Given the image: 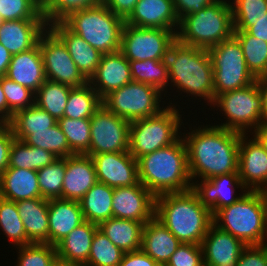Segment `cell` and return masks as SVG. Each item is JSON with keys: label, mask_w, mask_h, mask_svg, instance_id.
Here are the masks:
<instances>
[{"label": "cell", "mask_w": 267, "mask_h": 266, "mask_svg": "<svg viewBox=\"0 0 267 266\" xmlns=\"http://www.w3.org/2000/svg\"><path fill=\"white\" fill-rule=\"evenodd\" d=\"M0 17L3 21L45 20L36 0H0Z\"/></svg>", "instance_id": "45"}, {"label": "cell", "mask_w": 267, "mask_h": 266, "mask_svg": "<svg viewBox=\"0 0 267 266\" xmlns=\"http://www.w3.org/2000/svg\"><path fill=\"white\" fill-rule=\"evenodd\" d=\"M182 243L155 217L144 224L141 250L165 266Z\"/></svg>", "instance_id": "27"}, {"label": "cell", "mask_w": 267, "mask_h": 266, "mask_svg": "<svg viewBox=\"0 0 267 266\" xmlns=\"http://www.w3.org/2000/svg\"><path fill=\"white\" fill-rule=\"evenodd\" d=\"M57 120L36 104L16 112L8 122L15 139L22 140L31 131L48 130Z\"/></svg>", "instance_id": "34"}, {"label": "cell", "mask_w": 267, "mask_h": 266, "mask_svg": "<svg viewBox=\"0 0 267 266\" xmlns=\"http://www.w3.org/2000/svg\"><path fill=\"white\" fill-rule=\"evenodd\" d=\"M124 252L115 246L99 229L92 240L86 266H118Z\"/></svg>", "instance_id": "43"}, {"label": "cell", "mask_w": 267, "mask_h": 266, "mask_svg": "<svg viewBox=\"0 0 267 266\" xmlns=\"http://www.w3.org/2000/svg\"><path fill=\"white\" fill-rule=\"evenodd\" d=\"M48 28L64 43L79 71L89 81L97 70L102 53L71 31L63 22H53Z\"/></svg>", "instance_id": "24"}, {"label": "cell", "mask_w": 267, "mask_h": 266, "mask_svg": "<svg viewBox=\"0 0 267 266\" xmlns=\"http://www.w3.org/2000/svg\"><path fill=\"white\" fill-rule=\"evenodd\" d=\"M187 134L183 135V140L192 182L196 181V177L209 180L238 172L241 133L216 125H203Z\"/></svg>", "instance_id": "1"}, {"label": "cell", "mask_w": 267, "mask_h": 266, "mask_svg": "<svg viewBox=\"0 0 267 266\" xmlns=\"http://www.w3.org/2000/svg\"><path fill=\"white\" fill-rule=\"evenodd\" d=\"M247 134H241L239 141V178L246 190L259 191L267 186V153L255 137L248 140Z\"/></svg>", "instance_id": "18"}, {"label": "cell", "mask_w": 267, "mask_h": 266, "mask_svg": "<svg viewBox=\"0 0 267 266\" xmlns=\"http://www.w3.org/2000/svg\"><path fill=\"white\" fill-rule=\"evenodd\" d=\"M72 88L66 84L46 80L35 93V104L59 120L64 116Z\"/></svg>", "instance_id": "36"}, {"label": "cell", "mask_w": 267, "mask_h": 266, "mask_svg": "<svg viewBox=\"0 0 267 266\" xmlns=\"http://www.w3.org/2000/svg\"><path fill=\"white\" fill-rule=\"evenodd\" d=\"M215 0H173V6L178 19L188 14H194L210 5Z\"/></svg>", "instance_id": "51"}, {"label": "cell", "mask_w": 267, "mask_h": 266, "mask_svg": "<svg viewBox=\"0 0 267 266\" xmlns=\"http://www.w3.org/2000/svg\"><path fill=\"white\" fill-rule=\"evenodd\" d=\"M250 35L267 42V14L256 20V23L246 30Z\"/></svg>", "instance_id": "55"}, {"label": "cell", "mask_w": 267, "mask_h": 266, "mask_svg": "<svg viewBox=\"0 0 267 266\" xmlns=\"http://www.w3.org/2000/svg\"><path fill=\"white\" fill-rule=\"evenodd\" d=\"M1 84L8 105V122L13 115L35 104V93L5 76L1 77Z\"/></svg>", "instance_id": "47"}, {"label": "cell", "mask_w": 267, "mask_h": 266, "mask_svg": "<svg viewBox=\"0 0 267 266\" xmlns=\"http://www.w3.org/2000/svg\"><path fill=\"white\" fill-rule=\"evenodd\" d=\"M252 134H254L253 137L259 141L267 153V124L260 125Z\"/></svg>", "instance_id": "58"}, {"label": "cell", "mask_w": 267, "mask_h": 266, "mask_svg": "<svg viewBox=\"0 0 267 266\" xmlns=\"http://www.w3.org/2000/svg\"><path fill=\"white\" fill-rule=\"evenodd\" d=\"M5 77L36 93L47 80L39 43L28 51L12 55Z\"/></svg>", "instance_id": "25"}, {"label": "cell", "mask_w": 267, "mask_h": 266, "mask_svg": "<svg viewBox=\"0 0 267 266\" xmlns=\"http://www.w3.org/2000/svg\"><path fill=\"white\" fill-rule=\"evenodd\" d=\"M65 171L66 157L58 158L37 171L41 198L47 200L62 198Z\"/></svg>", "instance_id": "42"}, {"label": "cell", "mask_w": 267, "mask_h": 266, "mask_svg": "<svg viewBox=\"0 0 267 266\" xmlns=\"http://www.w3.org/2000/svg\"><path fill=\"white\" fill-rule=\"evenodd\" d=\"M156 197L140 182L114 188L112 217L146 224L155 217Z\"/></svg>", "instance_id": "15"}, {"label": "cell", "mask_w": 267, "mask_h": 266, "mask_svg": "<svg viewBox=\"0 0 267 266\" xmlns=\"http://www.w3.org/2000/svg\"><path fill=\"white\" fill-rule=\"evenodd\" d=\"M52 266H86L83 263L67 262L57 258Z\"/></svg>", "instance_id": "60"}, {"label": "cell", "mask_w": 267, "mask_h": 266, "mask_svg": "<svg viewBox=\"0 0 267 266\" xmlns=\"http://www.w3.org/2000/svg\"><path fill=\"white\" fill-rule=\"evenodd\" d=\"M48 201L41 197L16 202L27 239L34 244H49Z\"/></svg>", "instance_id": "28"}, {"label": "cell", "mask_w": 267, "mask_h": 266, "mask_svg": "<svg viewBox=\"0 0 267 266\" xmlns=\"http://www.w3.org/2000/svg\"><path fill=\"white\" fill-rule=\"evenodd\" d=\"M48 219L49 244L53 246L85 222L80 203L62 198L48 201Z\"/></svg>", "instance_id": "26"}, {"label": "cell", "mask_w": 267, "mask_h": 266, "mask_svg": "<svg viewBox=\"0 0 267 266\" xmlns=\"http://www.w3.org/2000/svg\"><path fill=\"white\" fill-rule=\"evenodd\" d=\"M0 229L14 246L32 244L26 236L23 221L19 216L16 202L0 197Z\"/></svg>", "instance_id": "40"}, {"label": "cell", "mask_w": 267, "mask_h": 266, "mask_svg": "<svg viewBox=\"0 0 267 266\" xmlns=\"http://www.w3.org/2000/svg\"><path fill=\"white\" fill-rule=\"evenodd\" d=\"M114 188L97 182L79 201L85 221L99 225L112 218Z\"/></svg>", "instance_id": "32"}, {"label": "cell", "mask_w": 267, "mask_h": 266, "mask_svg": "<svg viewBox=\"0 0 267 266\" xmlns=\"http://www.w3.org/2000/svg\"><path fill=\"white\" fill-rule=\"evenodd\" d=\"M161 92L158 88L139 82L123 85L101 99L102 105L129 122L160 113Z\"/></svg>", "instance_id": "11"}, {"label": "cell", "mask_w": 267, "mask_h": 266, "mask_svg": "<svg viewBox=\"0 0 267 266\" xmlns=\"http://www.w3.org/2000/svg\"><path fill=\"white\" fill-rule=\"evenodd\" d=\"M138 179L155 197L191 190L187 148L181 137L176 143L140 157Z\"/></svg>", "instance_id": "3"}, {"label": "cell", "mask_w": 267, "mask_h": 266, "mask_svg": "<svg viewBox=\"0 0 267 266\" xmlns=\"http://www.w3.org/2000/svg\"><path fill=\"white\" fill-rule=\"evenodd\" d=\"M236 266H267V243L246 246Z\"/></svg>", "instance_id": "50"}, {"label": "cell", "mask_w": 267, "mask_h": 266, "mask_svg": "<svg viewBox=\"0 0 267 266\" xmlns=\"http://www.w3.org/2000/svg\"><path fill=\"white\" fill-rule=\"evenodd\" d=\"M165 266H204L202 246L182 243Z\"/></svg>", "instance_id": "49"}, {"label": "cell", "mask_w": 267, "mask_h": 266, "mask_svg": "<svg viewBox=\"0 0 267 266\" xmlns=\"http://www.w3.org/2000/svg\"><path fill=\"white\" fill-rule=\"evenodd\" d=\"M233 35L241 44L246 65L252 75L256 79L267 76V42L243 30H234Z\"/></svg>", "instance_id": "35"}, {"label": "cell", "mask_w": 267, "mask_h": 266, "mask_svg": "<svg viewBox=\"0 0 267 266\" xmlns=\"http://www.w3.org/2000/svg\"><path fill=\"white\" fill-rule=\"evenodd\" d=\"M214 76V97L244 88L257 79L249 71L241 44L232 35L208 49Z\"/></svg>", "instance_id": "9"}, {"label": "cell", "mask_w": 267, "mask_h": 266, "mask_svg": "<svg viewBox=\"0 0 267 266\" xmlns=\"http://www.w3.org/2000/svg\"><path fill=\"white\" fill-rule=\"evenodd\" d=\"M8 124V122L6 120H4L1 116H0V131Z\"/></svg>", "instance_id": "62"}, {"label": "cell", "mask_w": 267, "mask_h": 266, "mask_svg": "<svg viewBox=\"0 0 267 266\" xmlns=\"http://www.w3.org/2000/svg\"><path fill=\"white\" fill-rule=\"evenodd\" d=\"M15 139L12 129L9 124H7L0 131V174L9 165V150L10 146Z\"/></svg>", "instance_id": "52"}, {"label": "cell", "mask_w": 267, "mask_h": 266, "mask_svg": "<svg viewBox=\"0 0 267 266\" xmlns=\"http://www.w3.org/2000/svg\"><path fill=\"white\" fill-rule=\"evenodd\" d=\"M21 141L26 145L40 147L52 152L58 158H65L75 155L67 143L66 136L56 123L48 130L31 131Z\"/></svg>", "instance_id": "39"}, {"label": "cell", "mask_w": 267, "mask_h": 266, "mask_svg": "<svg viewBox=\"0 0 267 266\" xmlns=\"http://www.w3.org/2000/svg\"><path fill=\"white\" fill-rule=\"evenodd\" d=\"M176 31L124 24L120 52L128 61L165 60Z\"/></svg>", "instance_id": "12"}, {"label": "cell", "mask_w": 267, "mask_h": 266, "mask_svg": "<svg viewBox=\"0 0 267 266\" xmlns=\"http://www.w3.org/2000/svg\"><path fill=\"white\" fill-rule=\"evenodd\" d=\"M101 105V98L89 83L82 87H73L63 117L90 119Z\"/></svg>", "instance_id": "37"}, {"label": "cell", "mask_w": 267, "mask_h": 266, "mask_svg": "<svg viewBox=\"0 0 267 266\" xmlns=\"http://www.w3.org/2000/svg\"><path fill=\"white\" fill-rule=\"evenodd\" d=\"M215 0L194 14L179 20L176 40L187 46L210 49L233 35L231 4Z\"/></svg>", "instance_id": "5"}, {"label": "cell", "mask_w": 267, "mask_h": 266, "mask_svg": "<svg viewBox=\"0 0 267 266\" xmlns=\"http://www.w3.org/2000/svg\"><path fill=\"white\" fill-rule=\"evenodd\" d=\"M139 0H102L115 15L126 21L133 13L136 3Z\"/></svg>", "instance_id": "53"}, {"label": "cell", "mask_w": 267, "mask_h": 266, "mask_svg": "<svg viewBox=\"0 0 267 266\" xmlns=\"http://www.w3.org/2000/svg\"><path fill=\"white\" fill-rule=\"evenodd\" d=\"M166 62L172 85L184 93L208 100L207 103L212 105L214 76L208 50L176 40L169 48Z\"/></svg>", "instance_id": "4"}, {"label": "cell", "mask_w": 267, "mask_h": 266, "mask_svg": "<svg viewBox=\"0 0 267 266\" xmlns=\"http://www.w3.org/2000/svg\"><path fill=\"white\" fill-rule=\"evenodd\" d=\"M98 225L85 221L56 245L57 258L74 263L88 262L92 240Z\"/></svg>", "instance_id": "30"}, {"label": "cell", "mask_w": 267, "mask_h": 266, "mask_svg": "<svg viewBox=\"0 0 267 266\" xmlns=\"http://www.w3.org/2000/svg\"><path fill=\"white\" fill-rule=\"evenodd\" d=\"M144 223L112 217L98 225L99 230L124 253L140 250Z\"/></svg>", "instance_id": "31"}, {"label": "cell", "mask_w": 267, "mask_h": 266, "mask_svg": "<svg viewBox=\"0 0 267 266\" xmlns=\"http://www.w3.org/2000/svg\"><path fill=\"white\" fill-rule=\"evenodd\" d=\"M213 224L246 246L267 242L265 206L258 191L247 190L235 203L217 210L213 214Z\"/></svg>", "instance_id": "6"}, {"label": "cell", "mask_w": 267, "mask_h": 266, "mask_svg": "<svg viewBox=\"0 0 267 266\" xmlns=\"http://www.w3.org/2000/svg\"><path fill=\"white\" fill-rule=\"evenodd\" d=\"M230 4L234 30L246 31L267 14V0H234Z\"/></svg>", "instance_id": "44"}, {"label": "cell", "mask_w": 267, "mask_h": 266, "mask_svg": "<svg viewBox=\"0 0 267 266\" xmlns=\"http://www.w3.org/2000/svg\"><path fill=\"white\" fill-rule=\"evenodd\" d=\"M118 266H160L144 251L125 252Z\"/></svg>", "instance_id": "54"}, {"label": "cell", "mask_w": 267, "mask_h": 266, "mask_svg": "<svg viewBox=\"0 0 267 266\" xmlns=\"http://www.w3.org/2000/svg\"><path fill=\"white\" fill-rule=\"evenodd\" d=\"M62 22L100 53L120 51L125 21L103 3L75 11Z\"/></svg>", "instance_id": "7"}, {"label": "cell", "mask_w": 267, "mask_h": 266, "mask_svg": "<svg viewBox=\"0 0 267 266\" xmlns=\"http://www.w3.org/2000/svg\"><path fill=\"white\" fill-rule=\"evenodd\" d=\"M11 58V53L0 43V77L6 75Z\"/></svg>", "instance_id": "57"}, {"label": "cell", "mask_w": 267, "mask_h": 266, "mask_svg": "<svg viewBox=\"0 0 267 266\" xmlns=\"http://www.w3.org/2000/svg\"><path fill=\"white\" fill-rule=\"evenodd\" d=\"M257 82L261 92L263 104L262 124H267V76L257 78Z\"/></svg>", "instance_id": "56"}, {"label": "cell", "mask_w": 267, "mask_h": 266, "mask_svg": "<svg viewBox=\"0 0 267 266\" xmlns=\"http://www.w3.org/2000/svg\"><path fill=\"white\" fill-rule=\"evenodd\" d=\"M41 6H43L47 0H36Z\"/></svg>", "instance_id": "63"}, {"label": "cell", "mask_w": 267, "mask_h": 266, "mask_svg": "<svg viewBox=\"0 0 267 266\" xmlns=\"http://www.w3.org/2000/svg\"><path fill=\"white\" fill-rule=\"evenodd\" d=\"M204 266H236L246 245L229 232L211 225L201 243Z\"/></svg>", "instance_id": "19"}, {"label": "cell", "mask_w": 267, "mask_h": 266, "mask_svg": "<svg viewBox=\"0 0 267 266\" xmlns=\"http://www.w3.org/2000/svg\"><path fill=\"white\" fill-rule=\"evenodd\" d=\"M0 116L8 122V105L7 99L3 91L0 77Z\"/></svg>", "instance_id": "59"}, {"label": "cell", "mask_w": 267, "mask_h": 266, "mask_svg": "<svg viewBox=\"0 0 267 266\" xmlns=\"http://www.w3.org/2000/svg\"><path fill=\"white\" fill-rule=\"evenodd\" d=\"M212 104L220 107L219 111H223L228 119L216 126L246 134V130L250 132L254 128L255 131L262 125L263 104L257 80L244 88L215 96Z\"/></svg>", "instance_id": "10"}, {"label": "cell", "mask_w": 267, "mask_h": 266, "mask_svg": "<svg viewBox=\"0 0 267 266\" xmlns=\"http://www.w3.org/2000/svg\"><path fill=\"white\" fill-rule=\"evenodd\" d=\"M57 156L40 147L26 145L23 141L14 139L9 150L8 167L38 171L53 163Z\"/></svg>", "instance_id": "33"}, {"label": "cell", "mask_w": 267, "mask_h": 266, "mask_svg": "<svg viewBox=\"0 0 267 266\" xmlns=\"http://www.w3.org/2000/svg\"><path fill=\"white\" fill-rule=\"evenodd\" d=\"M90 123V147L85 155L129 151V121L101 105L90 118Z\"/></svg>", "instance_id": "13"}, {"label": "cell", "mask_w": 267, "mask_h": 266, "mask_svg": "<svg viewBox=\"0 0 267 266\" xmlns=\"http://www.w3.org/2000/svg\"><path fill=\"white\" fill-rule=\"evenodd\" d=\"M57 124L66 136L70 150L74 154H86L91 140L90 119L60 118Z\"/></svg>", "instance_id": "41"}, {"label": "cell", "mask_w": 267, "mask_h": 266, "mask_svg": "<svg viewBox=\"0 0 267 266\" xmlns=\"http://www.w3.org/2000/svg\"><path fill=\"white\" fill-rule=\"evenodd\" d=\"M236 187L241 188L243 192L247 191L239 178V172L222 174L209 180H201L200 183L197 180L192 183L191 190L197 195L200 203L214 214L242 197L243 192L236 196Z\"/></svg>", "instance_id": "17"}, {"label": "cell", "mask_w": 267, "mask_h": 266, "mask_svg": "<svg viewBox=\"0 0 267 266\" xmlns=\"http://www.w3.org/2000/svg\"><path fill=\"white\" fill-rule=\"evenodd\" d=\"M46 20H12L0 25V43L11 53L19 54L34 48L47 30Z\"/></svg>", "instance_id": "23"}, {"label": "cell", "mask_w": 267, "mask_h": 266, "mask_svg": "<svg viewBox=\"0 0 267 266\" xmlns=\"http://www.w3.org/2000/svg\"><path fill=\"white\" fill-rule=\"evenodd\" d=\"M125 23L140 28H160L177 32L179 19L173 0H139Z\"/></svg>", "instance_id": "22"}, {"label": "cell", "mask_w": 267, "mask_h": 266, "mask_svg": "<svg viewBox=\"0 0 267 266\" xmlns=\"http://www.w3.org/2000/svg\"><path fill=\"white\" fill-rule=\"evenodd\" d=\"M97 180L112 188L135 185L138 179V161L129 151L100 153L91 156Z\"/></svg>", "instance_id": "16"}, {"label": "cell", "mask_w": 267, "mask_h": 266, "mask_svg": "<svg viewBox=\"0 0 267 266\" xmlns=\"http://www.w3.org/2000/svg\"><path fill=\"white\" fill-rule=\"evenodd\" d=\"M39 47L47 80L72 87H82L88 83L64 43L49 28L40 36Z\"/></svg>", "instance_id": "14"}, {"label": "cell", "mask_w": 267, "mask_h": 266, "mask_svg": "<svg viewBox=\"0 0 267 266\" xmlns=\"http://www.w3.org/2000/svg\"><path fill=\"white\" fill-rule=\"evenodd\" d=\"M133 82L145 83L165 91L169 83V71L165 60L129 61Z\"/></svg>", "instance_id": "38"}, {"label": "cell", "mask_w": 267, "mask_h": 266, "mask_svg": "<svg viewBox=\"0 0 267 266\" xmlns=\"http://www.w3.org/2000/svg\"><path fill=\"white\" fill-rule=\"evenodd\" d=\"M171 104L154 116L130 122L129 153L136 160L181 138L182 115Z\"/></svg>", "instance_id": "8"}, {"label": "cell", "mask_w": 267, "mask_h": 266, "mask_svg": "<svg viewBox=\"0 0 267 266\" xmlns=\"http://www.w3.org/2000/svg\"><path fill=\"white\" fill-rule=\"evenodd\" d=\"M0 197L14 202L41 197L37 171L7 167L0 174Z\"/></svg>", "instance_id": "29"}, {"label": "cell", "mask_w": 267, "mask_h": 266, "mask_svg": "<svg viewBox=\"0 0 267 266\" xmlns=\"http://www.w3.org/2000/svg\"><path fill=\"white\" fill-rule=\"evenodd\" d=\"M130 82V63L120 51L102 54L95 74L88 81L101 99Z\"/></svg>", "instance_id": "20"}, {"label": "cell", "mask_w": 267, "mask_h": 266, "mask_svg": "<svg viewBox=\"0 0 267 266\" xmlns=\"http://www.w3.org/2000/svg\"><path fill=\"white\" fill-rule=\"evenodd\" d=\"M97 182L95 166L91 156L75 154L66 157L62 199L79 202Z\"/></svg>", "instance_id": "21"}, {"label": "cell", "mask_w": 267, "mask_h": 266, "mask_svg": "<svg viewBox=\"0 0 267 266\" xmlns=\"http://www.w3.org/2000/svg\"><path fill=\"white\" fill-rule=\"evenodd\" d=\"M263 199L264 206H265V214H266V221H267V186L261 188L258 191Z\"/></svg>", "instance_id": "61"}, {"label": "cell", "mask_w": 267, "mask_h": 266, "mask_svg": "<svg viewBox=\"0 0 267 266\" xmlns=\"http://www.w3.org/2000/svg\"><path fill=\"white\" fill-rule=\"evenodd\" d=\"M19 257L16 266H52L57 259L56 246L50 244H29L16 247Z\"/></svg>", "instance_id": "48"}, {"label": "cell", "mask_w": 267, "mask_h": 266, "mask_svg": "<svg viewBox=\"0 0 267 266\" xmlns=\"http://www.w3.org/2000/svg\"><path fill=\"white\" fill-rule=\"evenodd\" d=\"M155 218L183 244L201 245L213 214L192 191L166 193L155 199Z\"/></svg>", "instance_id": "2"}, {"label": "cell", "mask_w": 267, "mask_h": 266, "mask_svg": "<svg viewBox=\"0 0 267 266\" xmlns=\"http://www.w3.org/2000/svg\"><path fill=\"white\" fill-rule=\"evenodd\" d=\"M102 0H47L42 6V14L50 25L53 22H62L75 11L94 7L101 4Z\"/></svg>", "instance_id": "46"}]
</instances>
